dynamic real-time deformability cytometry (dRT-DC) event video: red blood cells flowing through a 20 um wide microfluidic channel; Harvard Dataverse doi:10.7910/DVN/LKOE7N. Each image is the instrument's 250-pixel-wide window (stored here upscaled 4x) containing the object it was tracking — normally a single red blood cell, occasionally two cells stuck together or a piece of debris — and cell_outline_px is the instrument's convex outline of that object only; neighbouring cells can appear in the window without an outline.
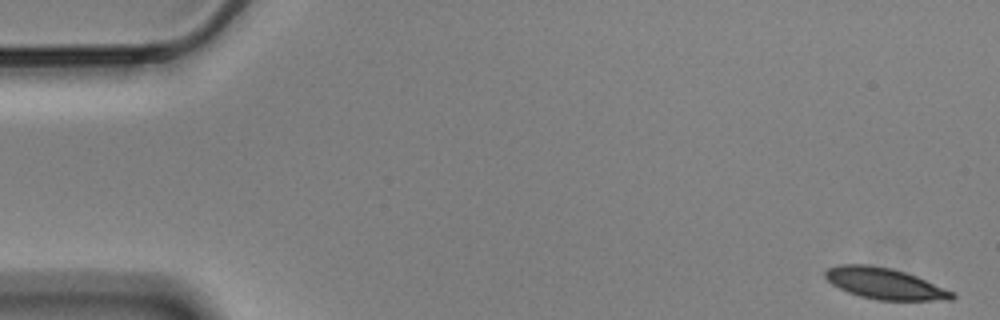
{"species": "Egyptian fruit bat (a non-hibernating species)", "species_latin": "Rousettus aegyptiacus", "temperature_condition": "cold", "stored_images_in_passage": 49, "camera_frame_rate_fps": 3000, "um_per_image_px": 0.085, "animal": {"sex": "male"}, "frame": {"image": 1, "passage_image": 1, "time_ms": 0.0, "image_size_px": [1000, 320], "cell_outline_px": [[956, 296], [952, 300], [876, 300], [860, 296], [848, 292], [832, 284], [824, 276], [824, 272], [828, 268], [840, 264], [868, 264], [892, 268], [916, 276], [956, 292]], "centroid_in_image_um": [75.22, 24.1], "position_along_channel_um": 9.8, "area_um2": 23.12}}
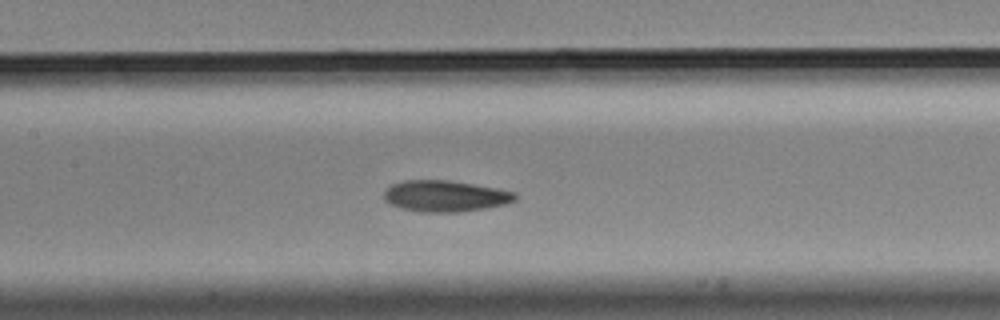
{"frame": {"image": 2, "passage_image": 26, "time_ms": 8.333, "image_size_px": [1000, 320], "cell_outline_px": [[516, 200], [504, 204], [484, 208], [460, 212], [420, 212], [400, 208], [388, 204], [384, 200], [384, 192], [392, 184], [404, 180], [448, 180], [496, 188], [516, 192]], "centroid_in_image_um": [37.8, 16.67], "position_along_channel_um": 169.6, "area_um2": 23.87}}
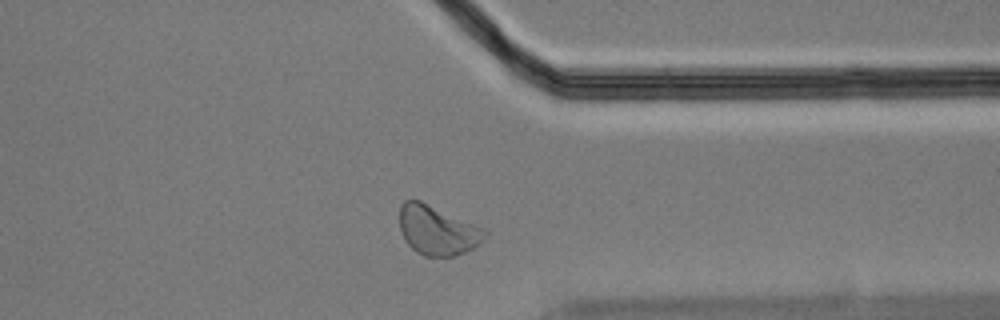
{"frame": {"image": 3, "passage_image": 44, "time_ms": 14.333, "image_size_px": [1000, 320], "cell_outline_px": [[488, 236], [480, 244], [456, 256], [424, 256], [416, 252], [404, 240], [400, 232], [400, 204], [404, 200], [412, 196], [488, 228]], "centroid_in_image_um": [37.2, 19.52], "position_along_channel_um": 374.2, "area_um2": 25.55}, "authors_computed_cell_mechanics": {"area_um2": 23.698, "velocity_mm_per_s": 3.4717, "shape_relaxation_time_tau1_ms": 3.369, "shape_relaxation_time_tau2_ms": 4.0383, "deformation_change_tau1": 0.103, "deformation_change_tau2": 0.0922}}